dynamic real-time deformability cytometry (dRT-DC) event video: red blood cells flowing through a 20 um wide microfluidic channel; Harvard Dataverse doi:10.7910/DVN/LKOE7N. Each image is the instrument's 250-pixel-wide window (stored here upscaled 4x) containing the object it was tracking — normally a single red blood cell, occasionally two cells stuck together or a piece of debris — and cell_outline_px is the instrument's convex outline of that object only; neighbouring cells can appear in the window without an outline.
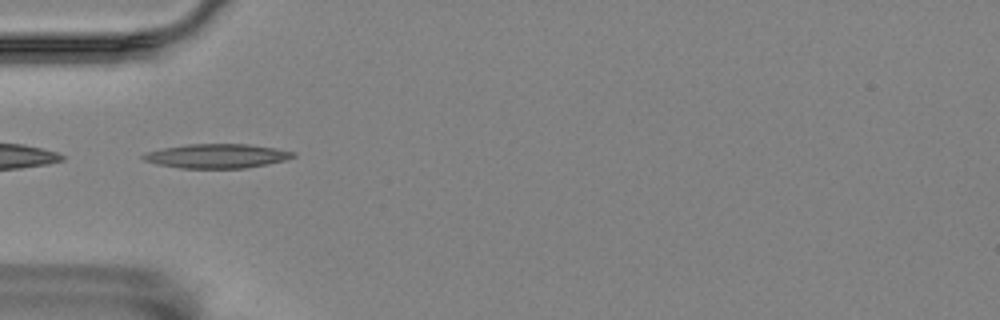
{"species": "Egyptian fruit bat (a non-hibernating species)", "species_latin": "Rousettus aegyptiacus", "temperature_condition": "room temperature", "stored_images_in_passage": 39, "camera_frame_rate_fps": 3000, "um_per_image_px": 0.085, "animal": {"sex": "female"}, "frame": {"image": 1, "passage_image": 1, "time_ms": 0.0, "image_size_px": [1000, 320], "cell_outline_px": [[296, 156], [284, 160], [244, 168], [180, 168], [156, 164], [144, 160], [140, 156], [148, 152], [164, 148], [188, 144], [248, 144], [276, 148], [296, 152]], "centroid_in_image_um": [18.43, 13.26], "position_along_channel_um": 66.6, "area_um2": 20.98}}
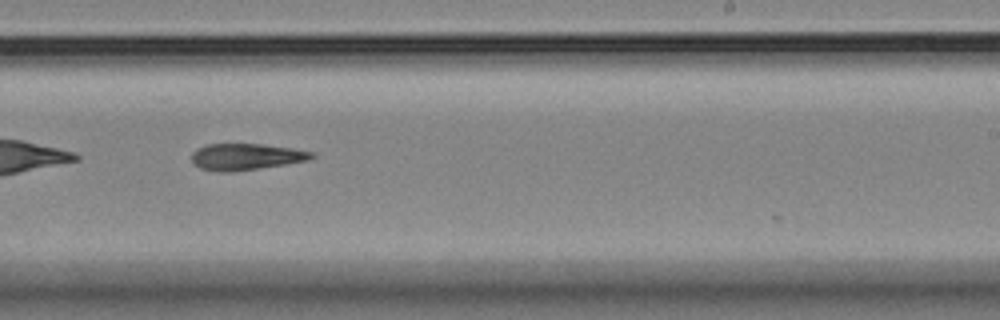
{"frame": {"image": 2, "passage_image": 18, "time_ms": 5.667, "image_size_px": [1000, 320], "cell_outline_px": [[316, 156], [308, 160], [284, 164], [232, 172], [216, 172], [200, 168], [192, 160], [192, 152], [196, 148], [208, 144], [260, 144], [292, 148], [312, 152]], "centroid_in_image_um": [20.87, 13.32], "position_along_channel_um": 268.1, "area_um2": 18.38}}
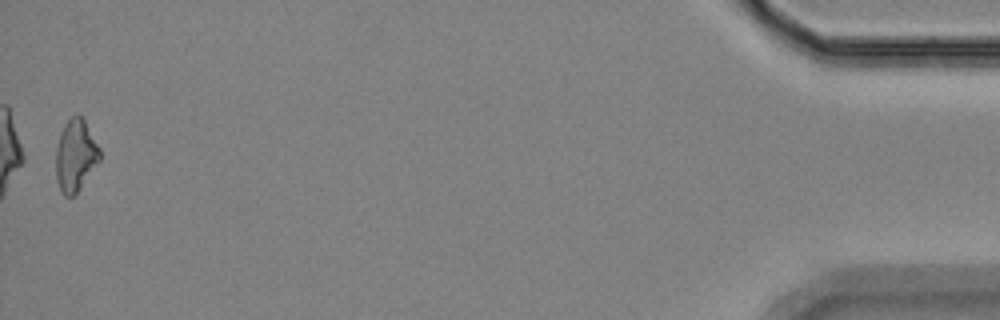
{"frame": {"image": 3, "passage_image": 39, "time_ms": 12.667, "image_size_px": [1000, 320], "cell_outline_px": [[100, 160], [80, 188], [72, 196], [64, 196], [60, 192], [56, 180], [56, 148], [60, 132], [64, 124], [76, 112], [84, 120], [100, 148]], "centroid_in_image_um": [6.4, 13.21], "position_along_channel_um": 428.8, "area_um2": 18.38}}